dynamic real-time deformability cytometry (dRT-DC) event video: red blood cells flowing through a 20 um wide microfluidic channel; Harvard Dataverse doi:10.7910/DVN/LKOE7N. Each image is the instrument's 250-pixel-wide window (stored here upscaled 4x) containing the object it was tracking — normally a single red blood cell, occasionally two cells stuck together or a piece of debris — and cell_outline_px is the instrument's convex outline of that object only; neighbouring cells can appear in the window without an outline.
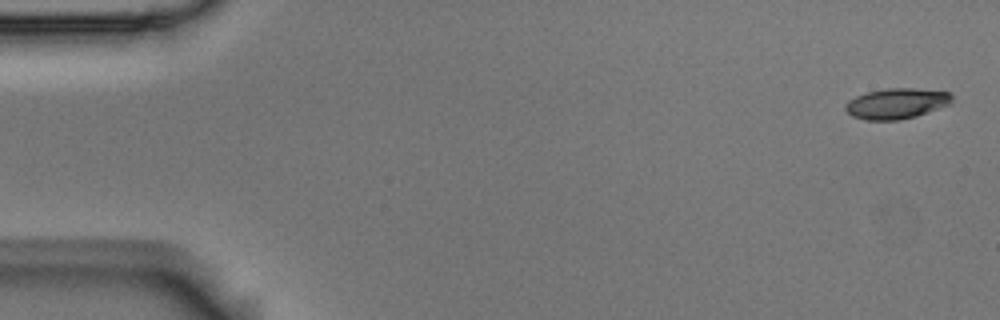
{"species": "Egyptian fruit bat (a non-hibernating species)", "species_latin": "Rousettus aegyptiacus", "temperature_condition": "room temperature", "stored_images_in_passage": 6, "camera_frame_rate_fps": 3000, "um_per_image_px": 0.085, "animal": {"sex": "male"}, "frame": {"image": 1, "passage_image": 1, "time_ms": 0.0, "image_size_px": [1000, 320], "cell_outline_px": [[952, 100], [948, 104], [916, 116], [900, 120], [864, 120], [852, 116], [844, 108], [844, 104], [848, 100], [856, 96], [868, 92], [888, 88], [912, 88], [948, 92], [952, 96]], "centroid_in_image_um": [76.15, 8.8], "position_along_channel_um": 8.9, "area_um2": 18.79}}